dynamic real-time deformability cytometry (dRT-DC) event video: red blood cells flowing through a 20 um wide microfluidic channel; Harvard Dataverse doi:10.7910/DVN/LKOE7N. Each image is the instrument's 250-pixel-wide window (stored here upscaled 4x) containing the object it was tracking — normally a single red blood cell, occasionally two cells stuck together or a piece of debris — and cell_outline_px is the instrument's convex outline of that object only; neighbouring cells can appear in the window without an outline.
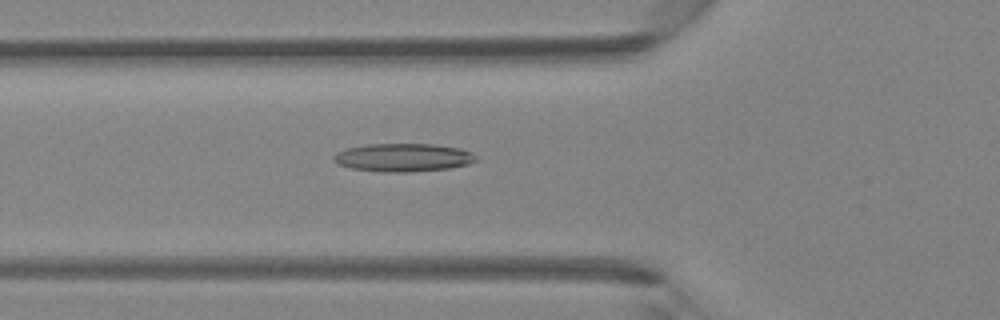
{"species": "Egyptian fruit bat (a non-hibernating species)", "species_latin": "Rousettus aegyptiacus", "temperature_condition": "room temperature", "stored_images_in_passage": 41, "camera_frame_rate_fps": 3000, "um_per_image_px": 0.085, "animal": {"sex": "female"}, "frame": {"image": 1, "passage_image": 15, "time_ms": 4.667, "image_size_px": [1000, 320], "cell_outline_px": [[480, 160], [468, 164], [448, 168], [412, 172], [388, 172], [352, 168], [336, 164], [332, 160], [332, 156], [336, 152], [348, 148], [368, 144], [436, 144], [460, 148], [472, 152]], "centroid_in_image_um": [34.29, 13.38], "position_along_channel_um": 91.5, "area_um2": 23.52}}
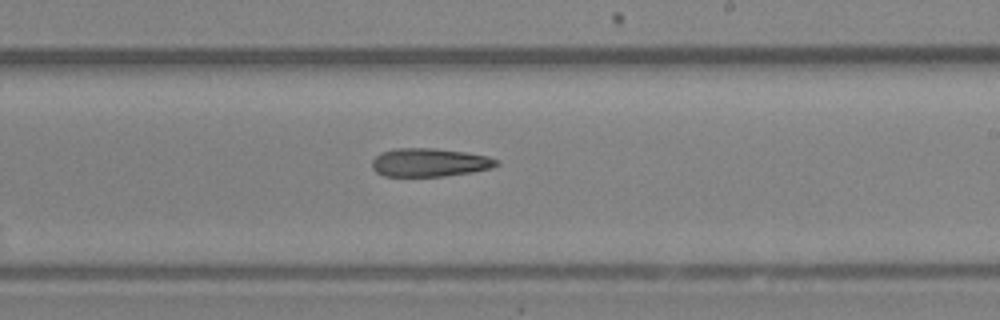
{"frame": {"image": 2, "passage_image": 25, "time_ms": 8.0, "image_size_px": [1000, 320], "cell_outline_px": [[500, 164], [492, 168], [472, 172], [444, 176], [384, 176], [376, 172], [372, 168], [372, 160], [380, 152], [396, 148], [436, 148], [464, 152], [488, 156], [500, 160]], "centroid_in_image_um": [36.53, 13.8], "position_along_channel_um": 252.5, "area_um2": 20.75}}
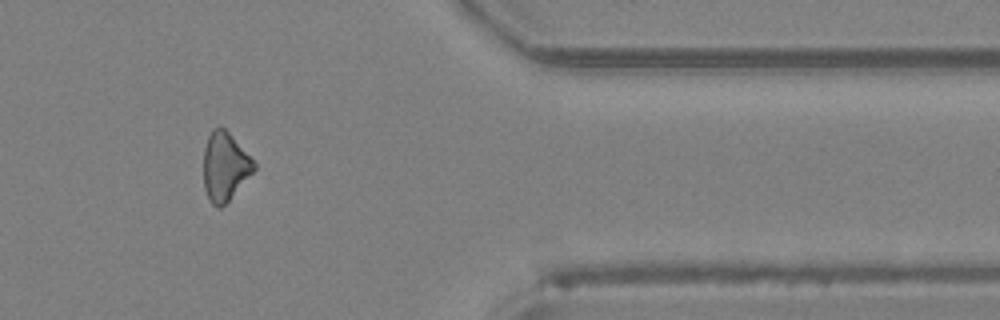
{"frame": {"image": 3, "passage_image": 35, "time_ms": 11.333, "image_size_px": [1000, 320], "cell_outline_px": [[256, 168], [228, 200], [220, 208], [216, 208], [208, 200], [204, 188], [204, 148], [208, 136], [212, 128], [224, 128], [232, 136], [256, 164]], "centroid_in_image_um": [19.08, 14.17], "position_along_channel_um": 392.3, "area_um2": 19.77}}